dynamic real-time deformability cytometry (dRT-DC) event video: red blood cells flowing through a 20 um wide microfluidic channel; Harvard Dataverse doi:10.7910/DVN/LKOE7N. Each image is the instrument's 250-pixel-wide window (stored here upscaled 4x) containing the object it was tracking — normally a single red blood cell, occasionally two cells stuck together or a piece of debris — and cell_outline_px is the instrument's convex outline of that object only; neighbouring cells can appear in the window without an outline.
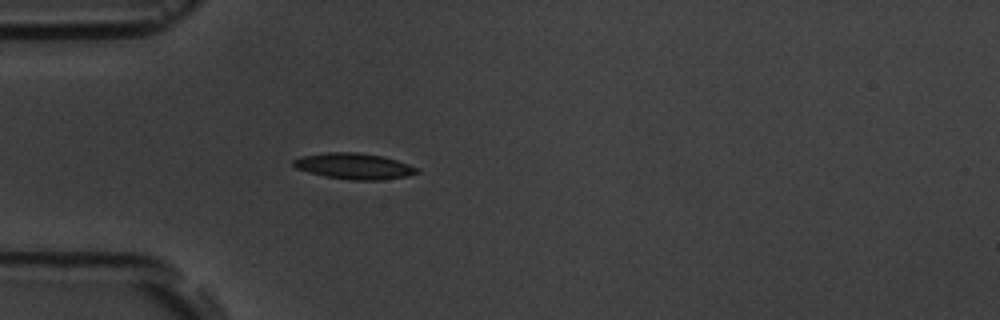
{"species": "common noctule bat (a hibernating species)", "species_latin": "Nyctalus noctula", "temperature_condition": "room temperature", "stored_images_in_passage": 2, "camera_frame_rate_fps": 3000, "um_per_image_px": 0.085, "animal": {"sex": "male", "body_mass_g": 19.5, "forearm_length_mm": 54.6}, "frame": {"image": 1, "passage_image": 2, "time_ms": 1.333, "image_size_px": [1000, 320], "cell_outline_px": [[420, 172], [408, 176], [380, 180], [352, 180], [324, 176], [308, 172], [296, 168], [292, 164], [292, 160], [300, 156], [328, 152], [356, 152], [384, 156], [408, 164], [416, 168]], "centroid_in_image_um": [30.07, 14.12], "position_along_channel_um": 54.9, "area_um2": 18.73}}